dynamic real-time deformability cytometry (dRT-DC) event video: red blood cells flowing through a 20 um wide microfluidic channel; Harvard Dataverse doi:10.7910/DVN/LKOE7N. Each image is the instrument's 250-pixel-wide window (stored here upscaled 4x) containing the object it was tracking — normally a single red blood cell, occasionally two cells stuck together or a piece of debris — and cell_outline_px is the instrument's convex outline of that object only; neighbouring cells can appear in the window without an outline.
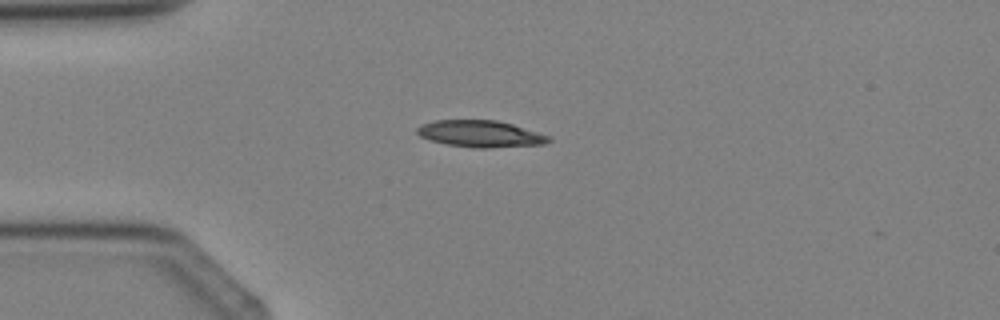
{"species": "Egyptian fruit bat (a non-hibernating species)", "species_latin": "Rousettus aegyptiacus", "temperature_condition": "cold", "stored_images_in_passage": 3, "camera_frame_rate_fps": 3000, "um_per_image_px": 0.085, "animal": {"sex": "female"}, "frame": {"image": 1, "passage_image": 2, "time_ms": 2.333, "image_size_px": [1000, 320], "cell_outline_px": [[552, 140], [544, 144], [488, 148], [476, 148], [448, 144], [432, 140], [420, 136], [416, 132], [416, 128], [420, 124], [432, 120], [496, 120], [512, 124], [552, 136]], "centroid_in_image_um": [40.85, 11.37], "position_along_channel_um": 44.2, "area_um2": 20.52}}